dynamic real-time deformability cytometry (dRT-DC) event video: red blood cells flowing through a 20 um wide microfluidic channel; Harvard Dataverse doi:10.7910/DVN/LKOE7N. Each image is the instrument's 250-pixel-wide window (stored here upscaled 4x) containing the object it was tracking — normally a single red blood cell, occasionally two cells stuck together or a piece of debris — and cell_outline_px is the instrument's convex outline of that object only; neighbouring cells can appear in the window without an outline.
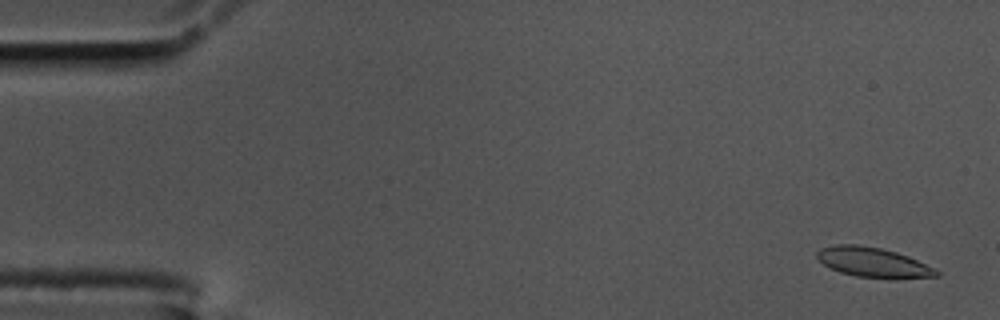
{"species": "common noctule bat (a hibernating species)", "species_latin": "Nyctalus noctula", "temperature_condition": "cold", "stored_images_in_passage": 59, "camera_frame_rate_fps": 3000, "um_per_image_px": 0.085, "animal": {"sex": "male", "body_mass_g": 17.5, "forearm_length_mm": 52.3}, "frame": {"image": 1, "passage_image": 3, "time_ms": 0.667, "image_size_px": [1000, 320], "cell_outline_px": [[940, 276], [896, 280], [856, 276], [840, 272], [824, 264], [816, 256], [816, 252], [820, 248], [836, 244], [856, 244], [880, 248], [896, 252], [908, 256], [936, 268], [940, 272]], "centroid_in_image_um": [74.28, 22.32], "position_along_channel_um": 10.7, "area_um2": 21.1}}
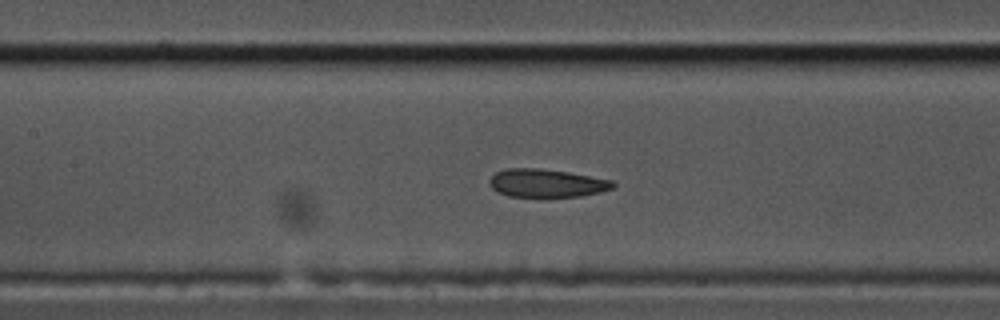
{"frame": {"image": 2, "passage_image": 27, "time_ms": 8.667, "image_size_px": [1000, 320], "cell_outline_px": [[616, 184], [612, 188], [600, 192], [580, 196], [508, 196], [492, 188], [488, 184], [488, 180], [496, 172], [508, 168], [540, 168], [568, 172], [612, 180]], "centroid_in_image_um": [46.45, 15.55], "position_along_channel_um": 161.0, "area_um2": 20.06}}
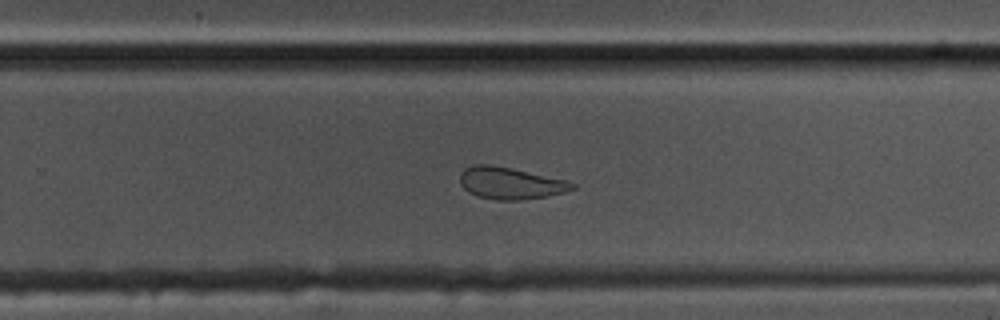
{"frame": {"image": 3, "passage_image": 38, "time_ms": 12.333, "image_size_px": [1000, 320], "cell_outline_px": [[576, 188], [564, 192], [544, 196], [516, 200], [496, 200], [476, 196], [468, 192], [460, 184], [460, 172], [464, 168], [472, 164], [492, 164], [512, 168], [568, 180], [576, 184]], "centroid_in_image_um": [43.35, 15.55], "position_along_channel_um": 286.5, "area_um2": 21.04}, "authors_computed_cell_mechanics": {"area_um2": 21.2704, "velocity_mm_per_s": 3.4327, "shape_relaxation_time_tau1_ms": null, "shape_relaxation_time_tau2_ms": 2.1587, "deformation_change_tau1": null, "deformation_change_tau2": 0.0891}}